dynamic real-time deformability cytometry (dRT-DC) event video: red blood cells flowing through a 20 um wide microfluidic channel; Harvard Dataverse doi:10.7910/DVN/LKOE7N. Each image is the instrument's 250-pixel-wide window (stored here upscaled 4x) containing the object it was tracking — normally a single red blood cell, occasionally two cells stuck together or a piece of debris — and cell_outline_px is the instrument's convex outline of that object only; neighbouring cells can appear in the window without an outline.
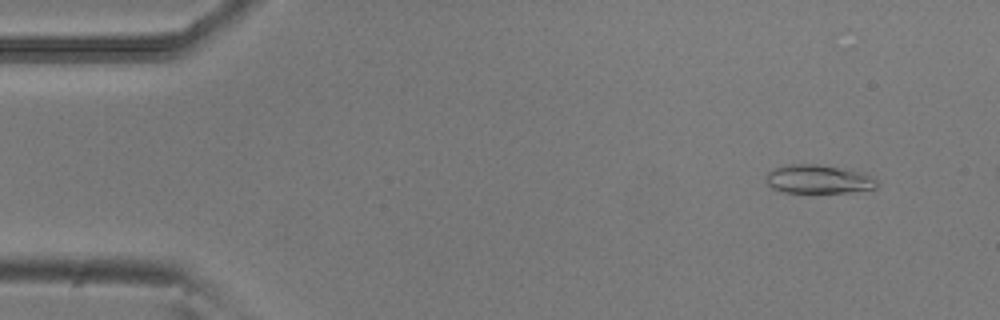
{"species": "common noctule bat (a hibernating species)", "species_latin": "Nyctalus noctula", "temperature_condition": "room temperature", "stored_images_in_passage": 5, "camera_frame_rate_fps": 3000, "um_per_image_px": 0.085, "animal": {"sex": "male", "body_mass_g": 20.5, "forearm_length_mm": 52.5}, "frame": {"image": 1, "passage_image": 2, "time_ms": 0.333, "image_size_px": [1000, 320], "cell_outline_px": [[876, 188], [848, 192], [784, 192], [772, 188], [768, 184], [768, 172], [776, 168], [792, 164], [816, 164], [856, 172], [868, 176], [876, 180]], "centroid_in_image_um": [69.52, 15.25], "position_along_channel_um": 15.5, "area_um2": 17.69}}